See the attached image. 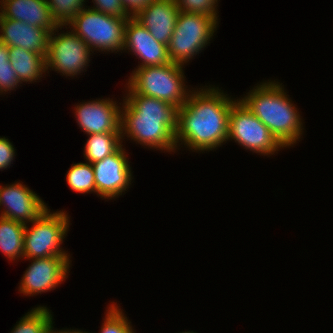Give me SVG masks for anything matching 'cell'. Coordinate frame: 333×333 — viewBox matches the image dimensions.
<instances>
[{"instance_id": "cell-1", "label": "cell", "mask_w": 333, "mask_h": 333, "mask_svg": "<svg viewBox=\"0 0 333 333\" xmlns=\"http://www.w3.org/2000/svg\"><path fill=\"white\" fill-rule=\"evenodd\" d=\"M193 91L178 108L176 145L182 141L191 150L215 149L228 141L230 109L237 100L227 97L218 87Z\"/></svg>"}, {"instance_id": "cell-2", "label": "cell", "mask_w": 333, "mask_h": 333, "mask_svg": "<svg viewBox=\"0 0 333 333\" xmlns=\"http://www.w3.org/2000/svg\"><path fill=\"white\" fill-rule=\"evenodd\" d=\"M124 100L121 108V136L127 134L136 143L150 148L167 152L176 150V106L138 93H129Z\"/></svg>"}, {"instance_id": "cell-3", "label": "cell", "mask_w": 333, "mask_h": 333, "mask_svg": "<svg viewBox=\"0 0 333 333\" xmlns=\"http://www.w3.org/2000/svg\"><path fill=\"white\" fill-rule=\"evenodd\" d=\"M275 81L264 82L240 100L284 146H292L302 134V121L284 88ZM292 144V145H291Z\"/></svg>"}, {"instance_id": "cell-4", "label": "cell", "mask_w": 333, "mask_h": 333, "mask_svg": "<svg viewBox=\"0 0 333 333\" xmlns=\"http://www.w3.org/2000/svg\"><path fill=\"white\" fill-rule=\"evenodd\" d=\"M183 65L170 62L162 66L138 67L127 83L129 93L160 99L182 107L191 91H186Z\"/></svg>"}, {"instance_id": "cell-5", "label": "cell", "mask_w": 333, "mask_h": 333, "mask_svg": "<svg viewBox=\"0 0 333 333\" xmlns=\"http://www.w3.org/2000/svg\"><path fill=\"white\" fill-rule=\"evenodd\" d=\"M128 19L84 8L68 24L69 28L72 26V31L91 49L118 52L124 47L125 26Z\"/></svg>"}, {"instance_id": "cell-6", "label": "cell", "mask_w": 333, "mask_h": 333, "mask_svg": "<svg viewBox=\"0 0 333 333\" xmlns=\"http://www.w3.org/2000/svg\"><path fill=\"white\" fill-rule=\"evenodd\" d=\"M217 24L218 21L212 16L179 12L167 46L170 61L184 66V63H187L209 43L210 38L214 36Z\"/></svg>"}, {"instance_id": "cell-7", "label": "cell", "mask_w": 333, "mask_h": 333, "mask_svg": "<svg viewBox=\"0 0 333 333\" xmlns=\"http://www.w3.org/2000/svg\"><path fill=\"white\" fill-rule=\"evenodd\" d=\"M68 218L66 212L56 211L51 213L47 209L32 221L33 226L30 229L26 224L23 258L69 256L60 247L69 228L70 221Z\"/></svg>"}, {"instance_id": "cell-8", "label": "cell", "mask_w": 333, "mask_h": 333, "mask_svg": "<svg viewBox=\"0 0 333 333\" xmlns=\"http://www.w3.org/2000/svg\"><path fill=\"white\" fill-rule=\"evenodd\" d=\"M230 139L252 152L263 155L274 154L281 147H284L238 99L230 109L227 140Z\"/></svg>"}, {"instance_id": "cell-9", "label": "cell", "mask_w": 333, "mask_h": 333, "mask_svg": "<svg viewBox=\"0 0 333 333\" xmlns=\"http://www.w3.org/2000/svg\"><path fill=\"white\" fill-rule=\"evenodd\" d=\"M59 27L61 29L63 26H58L49 35L45 68L46 70L51 68L63 75L73 77L81 73L83 68L89 66L87 64L90 61L92 49L73 31L61 33L58 36L54 35Z\"/></svg>"}, {"instance_id": "cell-10", "label": "cell", "mask_w": 333, "mask_h": 333, "mask_svg": "<svg viewBox=\"0 0 333 333\" xmlns=\"http://www.w3.org/2000/svg\"><path fill=\"white\" fill-rule=\"evenodd\" d=\"M122 146L101 161L92 163L96 193L104 199L122 195L131 184V167Z\"/></svg>"}, {"instance_id": "cell-11", "label": "cell", "mask_w": 333, "mask_h": 333, "mask_svg": "<svg viewBox=\"0 0 333 333\" xmlns=\"http://www.w3.org/2000/svg\"><path fill=\"white\" fill-rule=\"evenodd\" d=\"M32 261L19 286V291L26 296L56 288L67 277L71 262L69 256L35 258Z\"/></svg>"}, {"instance_id": "cell-12", "label": "cell", "mask_w": 333, "mask_h": 333, "mask_svg": "<svg viewBox=\"0 0 333 333\" xmlns=\"http://www.w3.org/2000/svg\"><path fill=\"white\" fill-rule=\"evenodd\" d=\"M1 205H4L5 208L0 216L25 225L37 219L48 209L35 192L19 182L6 187L0 186Z\"/></svg>"}, {"instance_id": "cell-13", "label": "cell", "mask_w": 333, "mask_h": 333, "mask_svg": "<svg viewBox=\"0 0 333 333\" xmlns=\"http://www.w3.org/2000/svg\"><path fill=\"white\" fill-rule=\"evenodd\" d=\"M121 107L112 99L83 102L75 107V116L87 134L121 133Z\"/></svg>"}, {"instance_id": "cell-14", "label": "cell", "mask_w": 333, "mask_h": 333, "mask_svg": "<svg viewBox=\"0 0 333 333\" xmlns=\"http://www.w3.org/2000/svg\"><path fill=\"white\" fill-rule=\"evenodd\" d=\"M142 60L138 67L162 66L170 63L167 45L156 41L145 26L129 17L125 26L124 47Z\"/></svg>"}, {"instance_id": "cell-15", "label": "cell", "mask_w": 333, "mask_h": 333, "mask_svg": "<svg viewBox=\"0 0 333 333\" xmlns=\"http://www.w3.org/2000/svg\"><path fill=\"white\" fill-rule=\"evenodd\" d=\"M179 12L176 0H152L134 18L156 41L168 46Z\"/></svg>"}, {"instance_id": "cell-16", "label": "cell", "mask_w": 333, "mask_h": 333, "mask_svg": "<svg viewBox=\"0 0 333 333\" xmlns=\"http://www.w3.org/2000/svg\"><path fill=\"white\" fill-rule=\"evenodd\" d=\"M0 30V41L8 47H20L46 55L50 35L46 29L7 19L0 14Z\"/></svg>"}, {"instance_id": "cell-17", "label": "cell", "mask_w": 333, "mask_h": 333, "mask_svg": "<svg viewBox=\"0 0 333 333\" xmlns=\"http://www.w3.org/2000/svg\"><path fill=\"white\" fill-rule=\"evenodd\" d=\"M0 3L4 18L42 27L50 34L58 27L46 0H1Z\"/></svg>"}, {"instance_id": "cell-18", "label": "cell", "mask_w": 333, "mask_h": 333, "mask_svg": "<svg viewBox=\"0 0 333 333\" xmlns=\"http://www.w3.org/2000/svg\"><path fill=\"white\" fill-rule=\"evenodd\" d=\"M45 56L20 47H9V61L20 82H31L40 79L47 71Z\"/></svg>"}, {"instance_id": "cell-19", "label": "cell", "mask_w": 333, "mask_h": 333, "mask_svg": "<svg viewBox=\"0 0 333 333\" xmlns=\"http://www.w3.org/2000/svg\"><path fill=\"white\" fill-rule=\"evenodd\" d=\"M25 224L0 216V248L4 256L23 258Z\"/></svg>"}, {"instance_id": "cell-20", "label": "cell", "mask_w": 333, "mask_h": 333, "mask_svg": "<svg viewBox=\"0 0 333 333\" xmlns=\"http://www.w3.org/2000/svg\"><path fill=\"white\" fill-rule=\"evenodd\" d=\"M88 136L84 156L91 164L103 160L123 146L121 145V139H123L121 133H99L88 134Z\"/></svg>"}, {"instance_id": "cell-21", "label": "cell", "mask_w": 333, "mask_h": 333, "mask_svg": "<svg viewBox=\"0 0 333 333\" xmlns=\"http://www.w3.org/2000/svg\"><path fill=\"white\" fill-rule=\"evenodd\" d=\"M52 322L51 311L46 307L39 306L22 317L11 333H47Z\"/></svg>"}, {"instance_id": "cell-22", "label": "cell", "mask_w": 333, "mask_h": 333, "mask_svg": "<svg viewBox=\"0 0 333 333\" xmlns=\"http://www.w3.org/2000/svg\"><path fill=\"white\" fill-rule=\"evenodd\" d=\"M69 187L79 193L96 192L95 175L91 163L73 164L66 175Z\"/></svg>"}, {"instance_id": "cell-23", "label": "cell", "mask_w": 333, "mask_h": 333, "mask_svg": "<svg viewBox=\"0 0 333 333\" xmlns=\"http://www.w3.org/2000/svg\"><path fill=\"white\" fill-rule=\"evenodd\" d=\"M52 19L58 26H66L84 9L85 0H46Z\"/></svg>"}, {"instance_id": "cell-24", "label": "cell", "mask_w": 333, "mask_h": 333, "mask_svg": "<svg viewBox=\"0 0 333 333\" xmlns=\"http://www.w3.org/2000/svg\"><path fill=\"white\" fill-rule=\"evenodd\" d=\"M108 308L100 333H135L122 310L115 304H111Z\"/></svg>"}, {"instance_id": "cell-25", "label": "cell", "mask_w": 333, "mask_h": 333, "mask_svg": "<svg viewBox=\"0 0 333 333\" xmlns=\"http://www.w3.org/2000/svg\"><path fill=\"white\" fill-rule=\"evenodd\" d=\"M218 0H176L180 12L198 13L218 20L216 7Z\"/></svg>"}, {"instance_id": "cell-26", "label": "cell", "mask_w": 333, "mask_h": 333, "mask_svg": "<svg viewBox=\"0 0 333 333\" xmlns=\"http://www.w3.org/2000/svg\"><path fill=\"white\" fill-rule=\"evenodd\" d=\"M95 2L92 9L106 15L129 18L131 17L125 10L122 0H92Z\"/></svg>"}, {"instance_id": "cell-27", "label": "cell", "mask_w": 333, "mask_h": 333, "mask_svg": "<svg viewBox=\"0 0 333 333\" xmlns=\"http://www.w3.org/2000/svg\"><path fill=\"white\" fill-rule=\"evenodd\" d=\"M19 83L21 84L12 66L0 67V93L14 90Z\"/></svg>"}, {"instance_id": "cell-28", "label": "cell", "mask_w": 333, "mask_h": 333, "mask_svg": "<svg viewBox=\"0 0 333 333\" xmlns=\"http://www.w3.org/2000/svg\"><path fill=\"white\" fill-rule=\"evenodd\" d=\"M15 156L13 144L5 137H0V170L11 165Z\"/></svg>"}, {"instance_id": "cell-29", "label": "cell", "mask_w": 333, "mask_h": 333, "mask_svg": "<svg viewBox=\"0 0 333 333\" xmlns=\"http://www.w3.org/2000/svg\"><path fill=\"white\" fill-rule=\"evenodd\" d=\"M152 0H122V4L126 12L134 17L139 11H141ZM132 14V15H131Z\"/></svg>"}, {"instance_id": "cell-30", "label": "cell", "mask_w": 333, "mask_h": 333, "mask_svg": "<svg viewBox=\"0 0 333 333\" xmlns=\"http://www.w3.org/2000/svg\"><path fill=\"white\" fill-rule=\"evenodd\" d=\"M1 66H11L9 61V47L0 41V67Z\"/></svg>"}, {"instance_id": "cell-31", "label": "cell", "mask_w": 333, "mask_h": 333, "mask_svg": "<svg viewBox=\"0 0 333 333\" xmlns=\"http://www.w3.org/2000/svg\"><path fill=\"white\" fill-rule=\"evenodd\" d=\"M47 333H88V332H84V331H81V330H57V331H54L53 330V323H51L48 327V330H47Z\"/></svg>"}, {"instance_id": "cell-32", "label": "cell", "mask_w": 333, "mask_h": 333, "mask_svg": "<svg viewBox=\"0 0 333 333\" xmlns=\"http://www.w3.org/2000/svg\"><path fill=\"white\" fill-rule=\"evenodd\" d=\"M180 333H181V332H180ZM182 333H194V332L187 331V332H182Z\"/></svg>"}]
</instances>
